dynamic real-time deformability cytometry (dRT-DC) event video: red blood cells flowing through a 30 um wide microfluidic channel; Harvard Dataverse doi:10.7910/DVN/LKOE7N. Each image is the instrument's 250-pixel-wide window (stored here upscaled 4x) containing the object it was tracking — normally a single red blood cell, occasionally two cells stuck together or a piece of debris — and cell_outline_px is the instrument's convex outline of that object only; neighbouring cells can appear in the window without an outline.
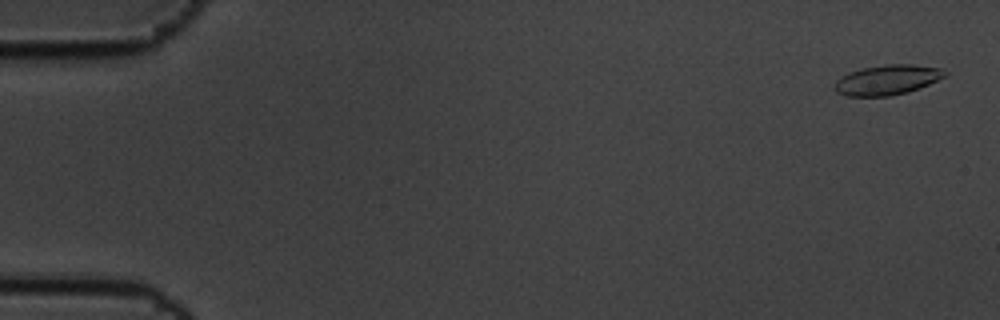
{"species": "common noctule bat (a hibernating species)", "species_latin": "Nyctalus noctula", "temperature_condition": "cold", "stored_images_in_passage": 8, "camera_frame_rate_fps": 3000, "um_per_image_px": 0.085, "animal": {"sex": "male", "body_mass_g": 19.5, "forearm_length_mm": 54.6}, "frame": {"image": 1, "passage_image": 1, "time_ms": 0.0, "image_size_px": [1000, 320], "cell_outline_px": [[948, 72], [944, 76], [920, 88], [908, 92], [892, 96], [844, 96], [836, 92], [832, 88], [836, 80], [848, 72], [864, 68], [888, 64], [912, 64], [940, 68]], "centroid_in_image_um": [75.37, 6.8], "position_along_channel_um": 9.6, "area_um2": 19.31}}
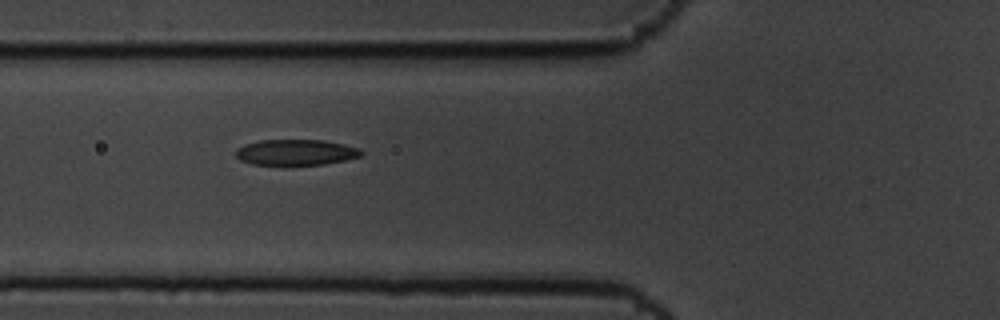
{"frame": {"image": 2, "passage_image": 6, "time_ms": 1.667, "image_size_px": [1000, 320], "cell_outline_px": [[364, 152], [360, 156], [344, 160], [324, 164], [252, 164], [240, 160], [236, 156], [236, 148], [244, 144], [260, 140], [324, 140], [344, 144], [360, 148]], "centroid_in_image_um": [25.15, 12.93], "position_along_channel_um": 100.7, "area_um2": 18.73}}
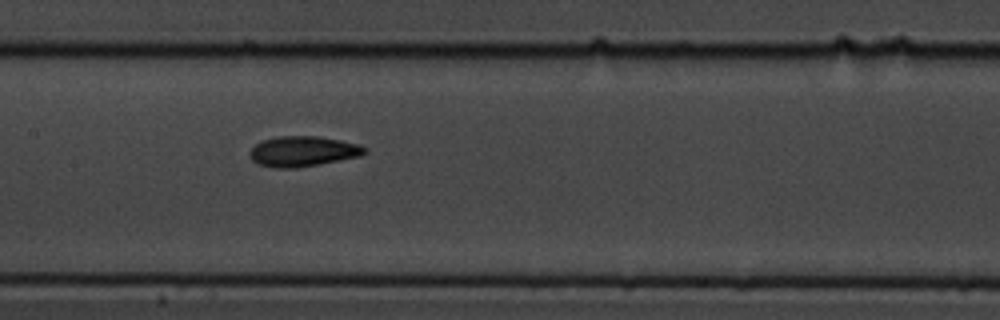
{"frame": {"image": 3, "passage_image": 8, "time_ms": 2.333, "image_size_px": [1000, 320], "cell_outline_px": [[368, 152], [360, 156], [296, 168], [272, 168], [256, 164], [248, 156], [248, 152], [256, 144], [264, 140], [276, 136], [316, 136], [340, 140], [356, 144], [368, 148]], "centroid_in_image_um": [25.7, 12.87], "position_along_channel_um": 181.7, "area_um2": 20.35}}